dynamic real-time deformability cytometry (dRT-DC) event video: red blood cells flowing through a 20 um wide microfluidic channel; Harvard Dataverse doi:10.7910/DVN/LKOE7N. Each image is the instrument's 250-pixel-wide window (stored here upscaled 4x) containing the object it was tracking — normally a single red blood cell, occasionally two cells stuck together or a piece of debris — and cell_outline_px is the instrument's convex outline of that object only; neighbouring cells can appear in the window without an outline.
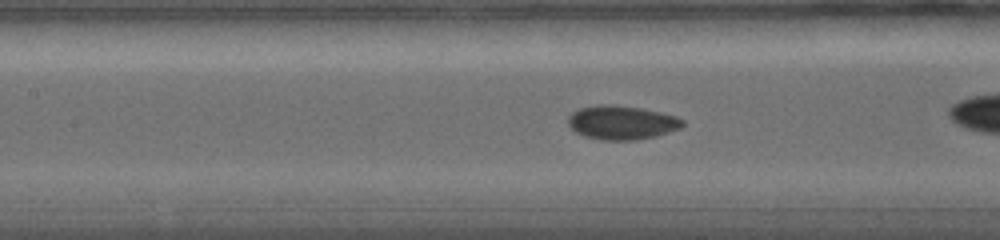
{"species": "common noctule bat (a hibernating species)", "species_latin": "Nyctalus noctula", "temperature_condition": "warm", "stored_images_in_passage": 33, "camera_frame_rate_fps": 5000, "um_per_image_px": 0.085, "animal": {"sex": "female", "body_mass_g": 19.0, "forearm_length_mm": 56.7}, "frame": {"image": 1, "passage_image": 15, "time_ms": 5.8, "image_size_px": [1000, 240], "cell_outline_px": [[684, 124], [680, 128], [656, 136], [636, 140], [604, 140], [584, 136], [576, 132], [568, 124], [568, 116], [572, 112], [580, 108], [600, 104], [612, 104], [640, 108], [660, 112], [676, 116], [684, 120]], "centroid_in_image_um": [52.84, 10.41], "position_along_channel_um": 154.6, "area_um2": 22.6}}